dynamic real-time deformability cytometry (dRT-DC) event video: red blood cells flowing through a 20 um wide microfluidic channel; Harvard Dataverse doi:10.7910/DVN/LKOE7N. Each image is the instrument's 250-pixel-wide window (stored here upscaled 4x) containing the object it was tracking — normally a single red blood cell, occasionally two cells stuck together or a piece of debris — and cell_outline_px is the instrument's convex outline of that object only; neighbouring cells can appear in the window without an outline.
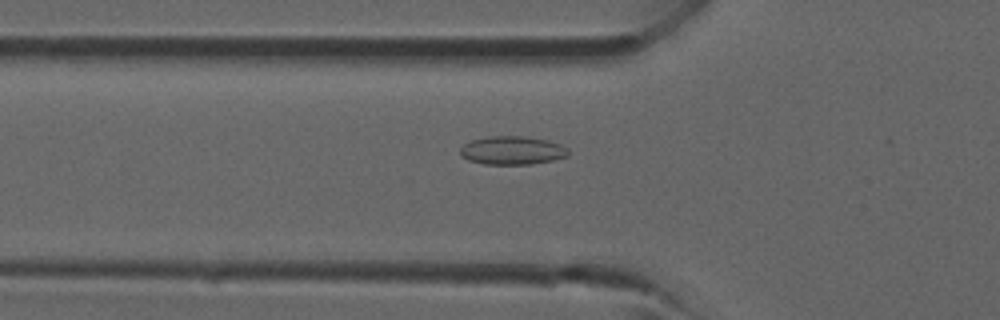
{"species": "common noctule bat (a hibernating species)", "species_latin": "Nyctalus noctula", "temperature_condition": "room temperature", "stored_images_in_passage": 24, "camera_frame_rate_fps": 3000, "um_per_image_px": 0.085, "animal": {"sex": "male", "forearm_length_mm": 52.5}, "frame": {"image": 1, "passage_image": 2, "time_ms": 0.333, "image_size_px": [1000, 320], "cell_outline_px": [[568, 156], [552, 160], [532, 164], [484, 164], [468, 160], [460, 156], [460, 148], [464, 144], [472, 140], [488, 136], [524, 136], [548, 140], [560, 144], [568, 148]], "centroid_in_image_um": [43.53, 12.78], "position_along_channel_um": 82.3, "area_um2": 17.98}}
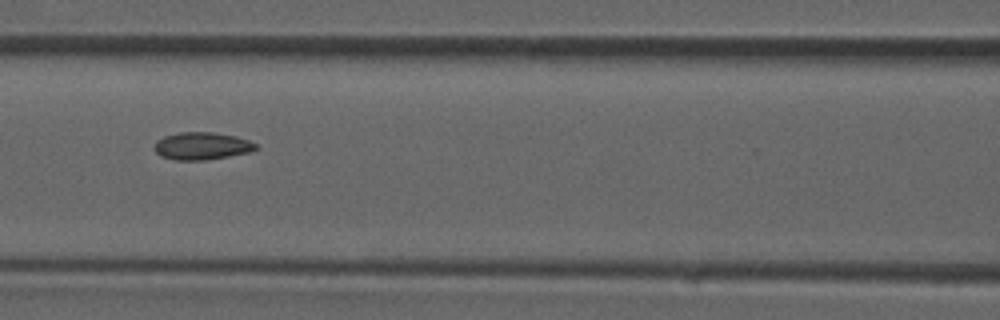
{"frame": {"image": 2, "passage_image": 6, "time_ms": 1.667, "image_size_px": [1000, 320], "cell_outline_px": [[256, 148], [252, 152], [208, 160], [176, 160], [160, 156], [152, 148], [156, 140], [164, 136], [180, 132], [212, 132], [236, 136], [248, 140], [256, 144]], "centroid_in_image_um": [17.13, 12.41], "position_along_channel_um": 149.5, "area_um2": 16.42}}
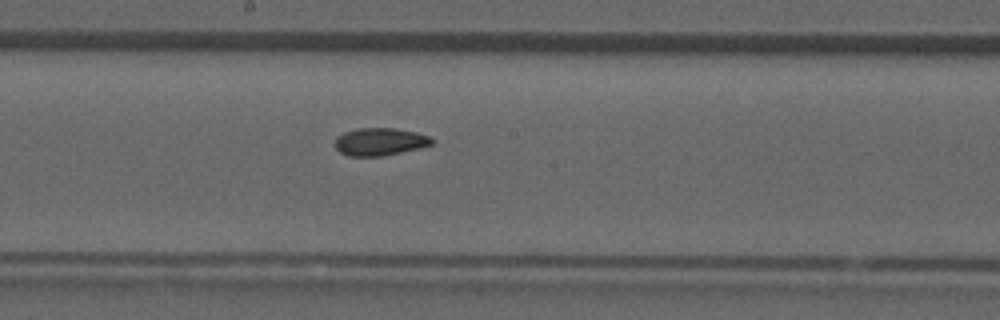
{"frame": {"image": 3, "passage_image": 10, "time_ms": 3.0, "image_size_px": [1000, 320], "cell_outline_px": [[436, 140], [432, 144], [420, 148], [380, 156], [348, 156], [340, 152], [336, 148], [336, 136], [344, 132], [356, 128], [396, 128], [416, 132], [428, 136]], "centroid_in_image_um": [32.29, 12.03], "position_along_channel_um": 215.9, "area_um2": 15.61}}